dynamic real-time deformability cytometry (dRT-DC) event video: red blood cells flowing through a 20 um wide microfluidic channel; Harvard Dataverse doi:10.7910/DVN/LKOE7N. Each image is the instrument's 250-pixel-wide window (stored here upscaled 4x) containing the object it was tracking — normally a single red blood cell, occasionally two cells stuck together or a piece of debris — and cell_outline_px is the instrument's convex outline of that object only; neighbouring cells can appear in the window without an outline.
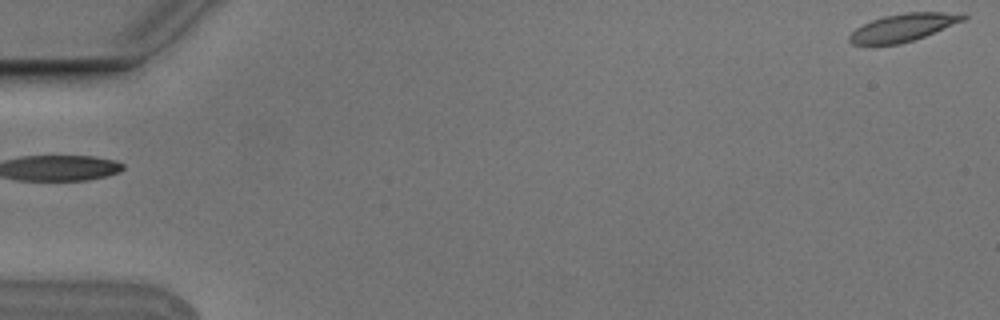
{"species": "Egyptian fruit bat (a non-hibernating species)", "species_latin": "Rousettus aegyptiacus", "temperature_condition": "cold", "stored_images_in_passage": 2, "segment_of_instrument_passage": [2, 2], "camera_frame_rate_fps": 3000, "um_per_image_px": 0.085, "animal": {"sex": "male"}, "frame": {"image": 1, "passage_image": 2, "time_ms": 0.333, "image_size_px": [1000, 320], "cell_outline_px": [[968, 16], [964, 20], [924, 36], [900, 44], [852, 44], [848, 40], [848, 36], [856, 28], [872, 20], [884, 16], [904, 12], [964, 12]], "centroid_in_image_um": [76.79, 2.31], "position_along_channel_um": 8.2, "area_um2": 18.21}}